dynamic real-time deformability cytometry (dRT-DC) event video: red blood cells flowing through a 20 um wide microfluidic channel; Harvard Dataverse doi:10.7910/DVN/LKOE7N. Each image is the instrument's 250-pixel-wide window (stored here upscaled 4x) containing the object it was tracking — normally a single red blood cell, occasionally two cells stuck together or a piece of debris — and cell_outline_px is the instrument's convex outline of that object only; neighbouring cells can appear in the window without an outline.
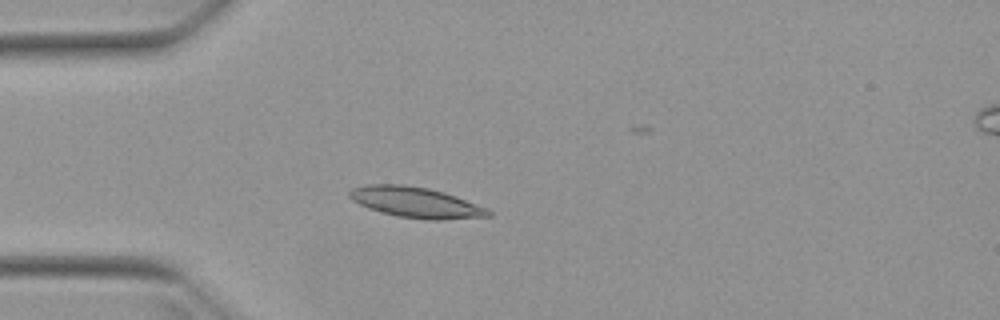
{"species": "Egyptian fruit bat (a non-hibernating species)", "species_latin": "Rousettus aegyptiacus", "temperature_condition": "warm", "stored_images_in_passage": 51, "camera_frame_rate_fps": 3000, "um_per_image_px": 0.085, "animal": {"sex": "female"}, "frame": {"image": 1, "passage_image": 13, "time_ms": 4.0, "image_size_px": [1000, 320], "cell_outline_px": [[492, 216], [444, 220], [428, 220], [396, 216], [380, 212], [368, 208], [352, 200], [348, 196], [348, 192], [352, 188], [368, 184], [404, 184], [428, 188], [444, 192], [456, 196], [484, 208], [492, 212]], "centroid_in_image_um": [35.31, 17.2], "position_along_channel_um": 49.7, "area_um2": 24.8}}
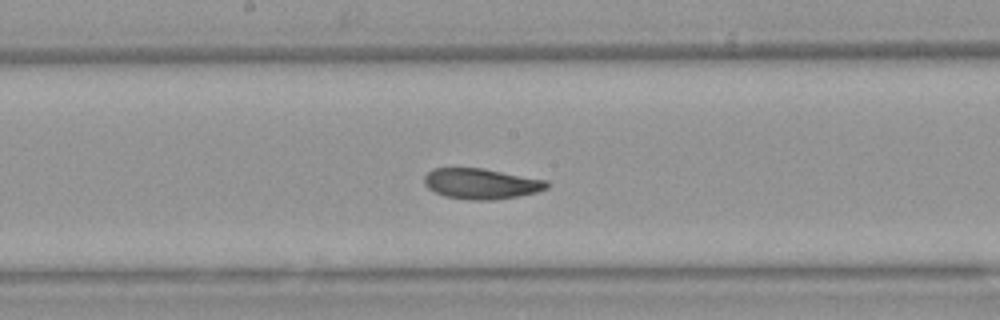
{"frame": {"image": 2, "passage_image": 26, "time_ms": 8.333, "image_size_px": [1000, 320], "cell_outline_px": [[548, 188], [536, 192], [520, 196], [492, 200], [472, 200], [444, 196], [428, 188], [424, 184], [424, 176], [432, 168], [484, 168], [548, 180]], "centroid_in_image_um": [40.91, 15.61], "position_along_channel_um": 207.3, "area_um2": 21.96}}
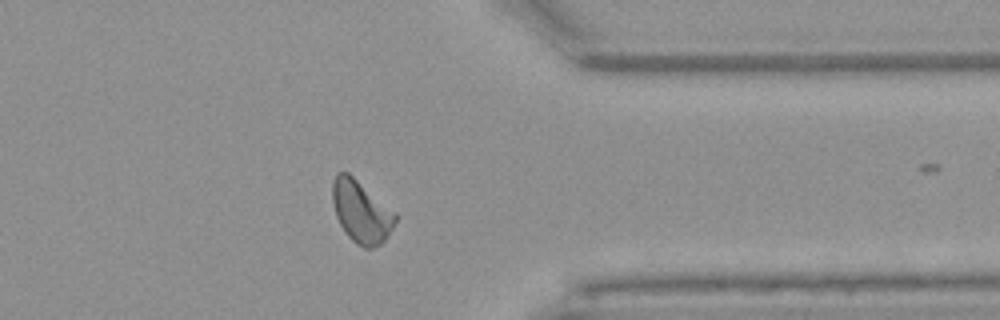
{"frame": {"image": 3, "passage_image": 40, "time_ms": 13.0, "image_size_px": [1000, 320], "cell_outline_px": [[396, 220], [392, 228], [384, 240], [380, 244], [372, 248], [364, 248], [356, 244], [344, 232], [336, 216], [332, 200], [332, 180], [336, 172], [348, 172], [396, 212]], "centroid_in_image_um": [30.68, 17.98], "position_along_channel_um": 380.7, "area_um2": 22.77}, "authors_computed_cell_mechanics": {"area_um2": 22.3686, "velocity_mm_per_s": 3.9277, "shape_relaxation_time_tau1_ms": 4.0844, "shape_relaxation_time_tau2_ms": 2.8101, "deformation_change_tau1": 0.141, "deformation_change_tau2": 0.0629}}